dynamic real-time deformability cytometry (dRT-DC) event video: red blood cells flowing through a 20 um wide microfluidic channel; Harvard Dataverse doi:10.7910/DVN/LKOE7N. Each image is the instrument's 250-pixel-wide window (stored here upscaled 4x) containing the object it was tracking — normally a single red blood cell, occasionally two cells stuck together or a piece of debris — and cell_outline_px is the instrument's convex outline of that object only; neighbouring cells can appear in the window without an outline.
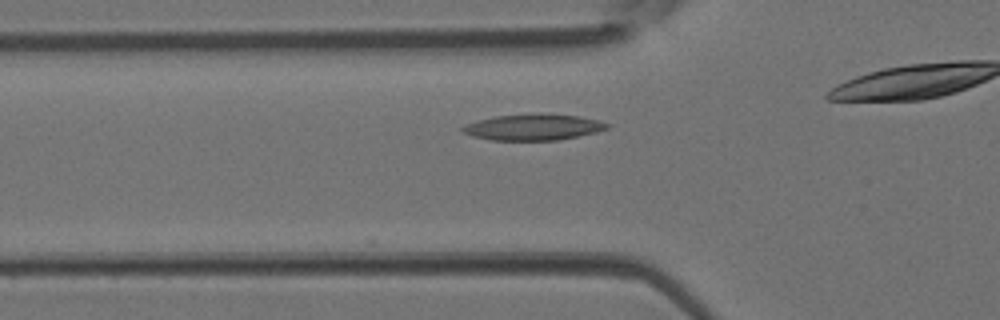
{"species": "Egyptian fruit bat (a non-hibernating species)", "species_latin": "Rousettus aegyptiacus", "temperature_condition": "room temperature", "stored_images_in_passage": 23, "camera_frame_rate_fps": 3000, "um_per_image_px": 0.085, "animal": {"sex": "female"}, "frame": {"image": 1, "passage_image": 2, "time_ms": 0.333, "image_size_px": [1000, 320], "cell_outline_px": [[612, 124], [608, 128], [596, 132], [560, 140], [492, 140], [472, 136], [464, 132], [460, 128], [476, 120], [496, 116], [540, 112], [580, 116], [600, 120]], "centroid_in_image_um": [45.38, 10.79], "position_along_channel_um": 80.4, "area_um2": 22.31}}
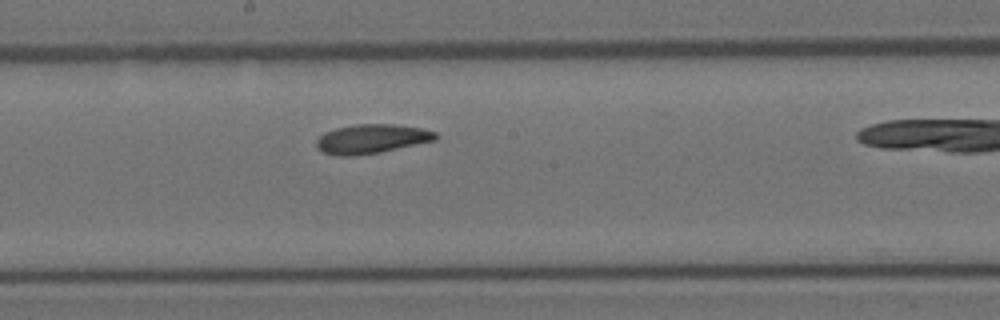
{"frame": {"image": 2, "passage_image": 11, "time_ms": 3.333, "image_size_px": [1000, 320], "cell_outline_px": [[440, 136], [436, 140], [380, 152], [356, 156], [336, 156], [320, 152], [316, 148], [316, 140], [324, 132], [336, 128], [356, 124], [396, 124], [420, 128], [436, 132]], "centroid_in_image_um": [31.55, 11.81], "position_along_channel_um": 216.6, "area_um2": 20.52}}
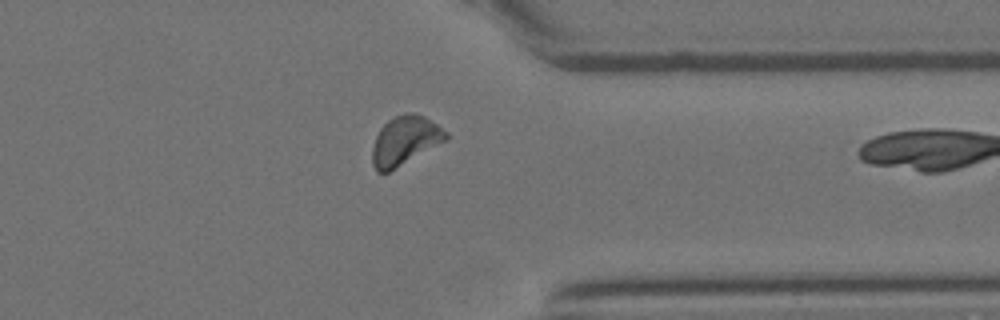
{"frame": {"image": 3, "passage_image": 22, "time_ms": 7.0, "image_size_px": [1000, 320], "cell_outline_px": [[448, 140], [388, 172], [376, 172], [372, 164], [372, 148], [376, 136], [380, 128], [388, 120], [404, 112], [408, 112], [424, 116], [448, 132]], "centroid_in_image_um": [34.42, 11.95], "position_along_channel_um": 377.0, "area_um2": 20.98}}